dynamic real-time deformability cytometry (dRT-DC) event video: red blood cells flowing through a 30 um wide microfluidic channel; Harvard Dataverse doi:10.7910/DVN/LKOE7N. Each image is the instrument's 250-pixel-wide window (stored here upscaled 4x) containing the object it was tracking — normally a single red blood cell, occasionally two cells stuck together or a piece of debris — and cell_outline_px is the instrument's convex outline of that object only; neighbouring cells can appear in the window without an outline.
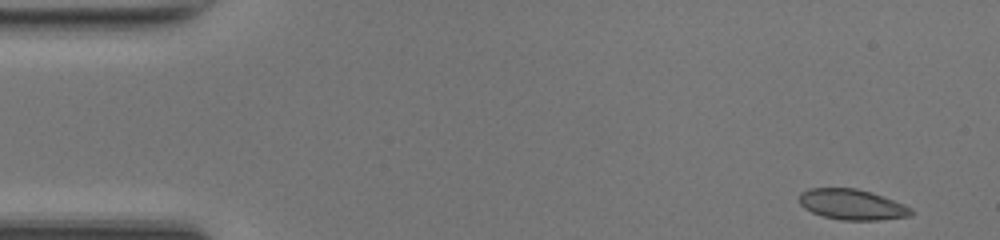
{"species": "common noctule bat (a hibernating species)", "species_latin": "Nyctalus noctula", "temperature_condition": "room temperature", "stored_images_in_passage": 48, "camera_frame_rate_fps": 3000, "um_per_image_px": 0.085, "animal": {"sex": "female", "body_mass_g": 17.0, "forearm_length_mm": 48.0}, "frame": {"image": 1, "passage_image": 1, "time_ms": 0.0, "image_size_px": [1000, 240], "cell_outline_px": [[912, 216], [880, 220], [840, 220], [824, 216], [812, 212], [804, 208], [800, 204], [800, 192], [808, 188], [856, 188], [872, 192], [904, 204], [912, 208]], "centroid_in_image_um": [72.43, 17.38], "position_along_channel_um": 12.6, "area_um2": 20.0}}
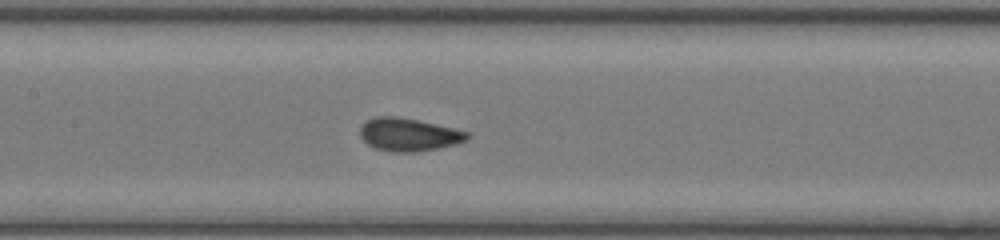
{"frame": {"image": 2, "passage_image": 21, "time_ms": 6.667, "image_size_px": [1000, 240], "cell_outline_px": [[472, 136], [468, 140], [456, 144], [440, 148], [416, 152], [392, 152], [376, 148], [368, 144], [360, 136], [360, 128], [368, 120], [376, 116], [396, 116], [416, 120], [452, 128], [468, 132]], "centroid_in_image_um": [34.77, 11.45], "position_along_channel_um": 172.6, "area_um2": 20.46}}
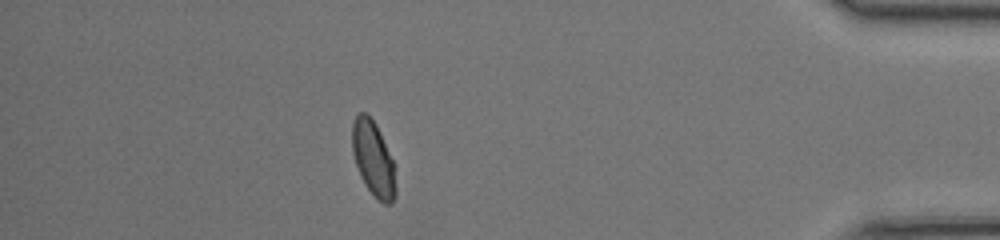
{"frame": {"image": 3, "passage_image": 41, "time_ms": 13.333, "image_size_px": [1000, 240], "cell_outline_px": [[396, 196], [392, 204], [384, 204], [364, 184], [360, 176], [352, 152], [352, 124], [356, 116], [360, 112], [364, 112], [376, 124], [396, 164]], "centroid_in_image_um": [31.77, 13.51], "position_along_channel_um": 403.4, "area_um2": 19.25}, "authors_computed_cell_mechanics": {"area_um2": 19.9988, "velocity_mm_per_s": 4.2258, "shape_relaxation_time_tau1_ms": 8.6642, "shape_relaxation_time_tau2_ms": null, "deformation_change_tau1": 0.1761, "deformation_change_tau2": null}}